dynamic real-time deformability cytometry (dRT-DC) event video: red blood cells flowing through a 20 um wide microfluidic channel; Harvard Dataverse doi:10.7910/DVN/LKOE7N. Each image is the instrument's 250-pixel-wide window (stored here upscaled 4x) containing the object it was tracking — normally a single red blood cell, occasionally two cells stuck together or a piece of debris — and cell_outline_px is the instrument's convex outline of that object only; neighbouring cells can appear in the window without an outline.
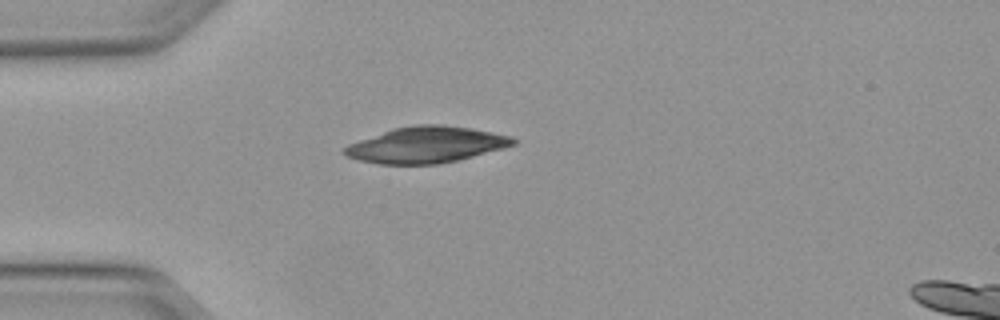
{"species": "Egyptian fruit bat (a non-hibernating species)", "species_latin": "Rousettus aegyptiacus", "temperature_condition": "warm", "stored_images_in_passage": 37, "camera_frame_rate_fps": 3000, "um_per_image_px": 0.085, "animal": {"sex": "female"}, "frame": {"image": 1, "passage_image": 1, "time_ms": 0.0, "image_size_px": [1000, 320], "cell_outline_px": [[520, 140], [516, 144], [504, 148], [456, 160], [436, 164], [380, 164], [360, 160], [348, 156], [344, 152], [344, 148], [348, 144], [392, 128], [416, 124], [444, 124], [472, 128], [512, 136]], "centroid_in_image_um": [36.27, 12.29], "position_along_channel_um": 48.7, "area_um2": 35.49}}
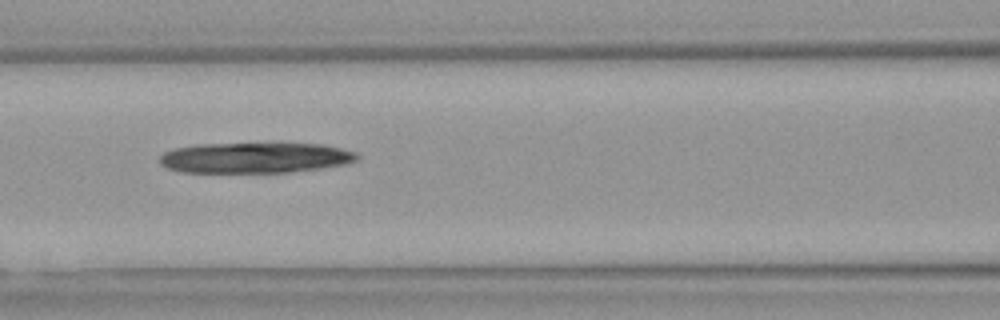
{"frame": {"image": 2, "passage_image": 9, "time_ms": 2.667, "image_size_px": [1000, 320], "cell_outline_px": [[360, 156], [356, 160], [344, 164], [320, 168], [288, 172], [180, 172], [168, 168], [160, 164], [160, 156], [164, 152], [172, 148], [196, 144], [276, 140], [320, 144], [340, 148], [356, 152]], "centroid_in_image_um": [21.67, 13.35], "position_along_channel_um": 144.9, "area_um2": 36.7}}
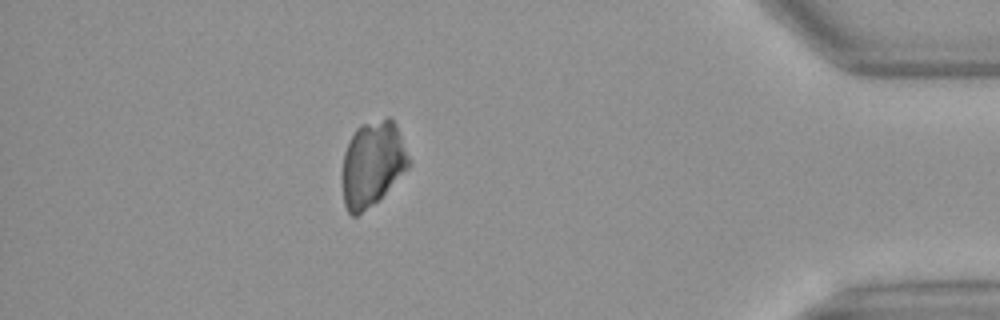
{"frame": {"image": 3, "passage_image": 31, "time_ms": 10.0, "image_size_px": [1000, 320], "cell_outline_px": [[412, 164], [372, 204], [356, 216], [352, 216], [348, 212], [344, 204], [340, 176], [340, 172], [344, 152], [356, 128], [360, 124], [388, 116], [392, 116], [396, 124]], "centroid_in_image_um": [31.62, 13.88], "position_along_channel_um": 403.6, "area_um2": 33.18}}